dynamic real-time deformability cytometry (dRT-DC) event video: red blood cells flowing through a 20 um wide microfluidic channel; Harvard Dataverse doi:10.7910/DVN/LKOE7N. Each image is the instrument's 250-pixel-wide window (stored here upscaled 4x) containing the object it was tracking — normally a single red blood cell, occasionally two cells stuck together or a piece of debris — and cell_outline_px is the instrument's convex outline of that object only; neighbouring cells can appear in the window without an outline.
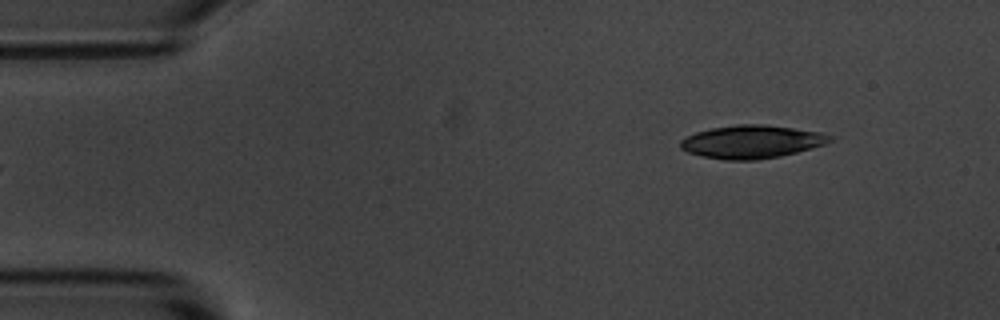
{"species": "common noctule bat (a hibernating species)", "species_latin": "Nyctalus noctula", "temperature_condition": "room temperature", "stored_images_in_passage": 5, "segment_of_instrument_passage": [2, 2], "camera_frame_rate_fps": 3000, "um_per_image_px": 0.085, "animal": {"sex": "male", "body_mass_g": 20.1, "forearm_length_mm": 53.5}, "frame": {"image": 1, "passage_image": 5, "time_ms": 5.333, "image_size_px": [1000, 320], "cell_outline_px": [[832, 140], [824, 144], [796, 152], [780, 156], [756, 160], [724, 160], [700, 156], [688, 152], [680, 148], [680, 140], [696, 132], [712, 128], [736, 124], [764, 124], [820, 132], [832, 136]], "centroid_in_image_um": [63.85, 12.05], "position_along_channel_um": 21.1, "area_um2": 28.67}}